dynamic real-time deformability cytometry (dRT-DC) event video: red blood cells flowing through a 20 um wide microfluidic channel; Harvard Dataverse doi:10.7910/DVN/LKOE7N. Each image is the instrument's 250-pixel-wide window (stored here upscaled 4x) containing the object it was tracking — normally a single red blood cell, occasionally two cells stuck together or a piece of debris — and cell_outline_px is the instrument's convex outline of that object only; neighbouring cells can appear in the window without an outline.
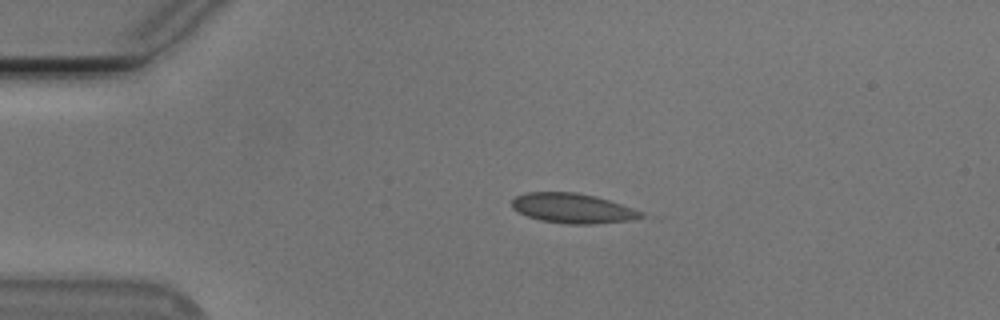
{"species": "Egyptian fruit bat (a non-hibernating species)", "species_latin": "Rousettus aegyptiacus", "temperature_condition": "cold", "stored_images_in_passage": 46, "camera_frame_rate_fps": 3000, "um_per_image_px": 0.085, "animal": {"sex": "male"}, "frame": {"image": 1, "passage_image": 4, "time_ms": 1.0, "image_size_px": [1000, 320], "cell_outline_px": [[644, 216], [632, 220], [592, 224], [564, 224], [540, 220], [528, 216], [512, 208], [512, 200], [516, 196], [524, 192], [576, 192], [596, 196], [644, 212]], "centroid_in_image_um": [48.67, 17.7], "position_along_channel_um": 36.3, "area_um2": 22.43}}
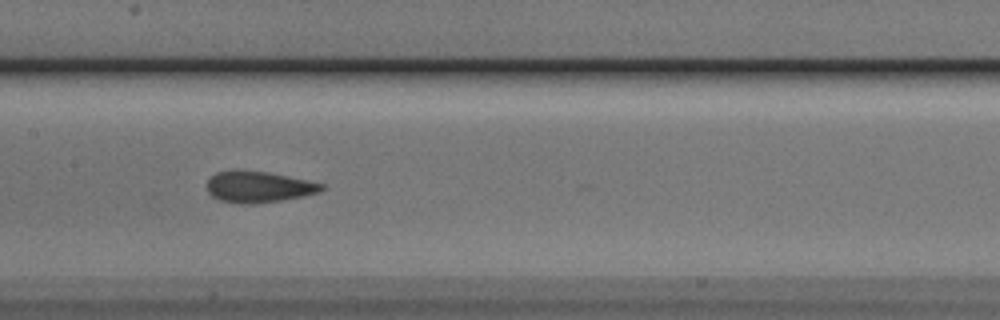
{"frame": {"image": 2, "passage_image": 19, "time_ms": 6.0, "image_size_px": [1000, 320], "cell_outline_px": [[324, 188], [320, 192], [304, 196], [256, 204], [240, 204], [220, 200], [212, 196], [208, 192], [208, 180], [216, 172], [268, 172], [308, 180], [324, 184]], "centroid_in_image_um": [22.02, 15.92], "position_along_channel_um": 185.4, "area_um2": 20.4}}
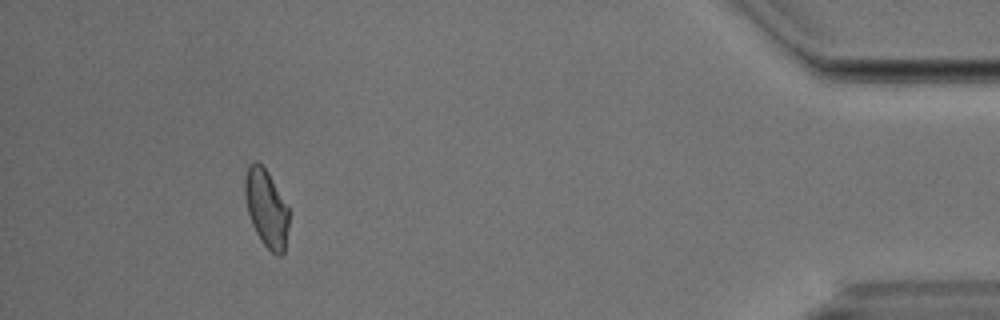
{"frame": {"image": 3, "passage_image": 42, "time_ms": 13.667, "image_size_px": [1000, 320], "cell_outline_px": [[288, 228], [284, 252], [280, 256], [276, 256], [264, 244], [256, 232], [252, 224], [248, 212], [244, 196], [244, 180], [248, 164], [256, 160], [268, 172], [288, 208]], "centroid_in_image_um": [22.62, 17.69], "position_along_channel_um": 412.6, "area_um2": 19.71}, "authors_computed_cell_mechanics": {"area_um2": 20.7502, "velocity_mm_per_s": 3.7666, "shape_relaxation_time_tau1_ms": 6.0208, "shape_relaxation_time_tau2_ms": 1.7543, "deformation_change_tau1": 0.1079, "deformation_change_tau2": 0.0458}}